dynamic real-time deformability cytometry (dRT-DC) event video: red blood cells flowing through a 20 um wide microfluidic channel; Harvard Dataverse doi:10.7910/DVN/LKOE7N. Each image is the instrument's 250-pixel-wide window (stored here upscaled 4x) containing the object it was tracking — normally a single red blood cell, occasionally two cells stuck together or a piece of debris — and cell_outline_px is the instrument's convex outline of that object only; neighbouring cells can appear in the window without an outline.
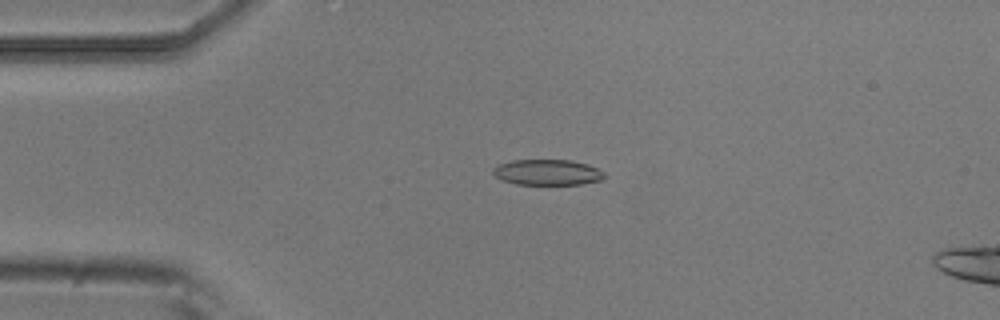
{"species": "common noctule bat (a hibernating species)", "species_latin": "Nyctalus noctula", "temperature_condition": "room temperature", "stored_images_in_passage": 5, "camera_frame_rate_fps": 3000, "um_per_image_px": 0.085, "animal": {"sex": "male", "body_mass_g": 20.5, "forearm_length_mm": 52.5}, "frame": {"image": 1, "passage_image": 3, "time_ms": 0.667, "image_size_px": [1000, 320], "cell_outline_px": [[604, 180], [580, 184], [516, 184], [500, 180], [492, 172], [492, 168], [496, 164], [512, 160], [572, 160], [588, 164], [604, 172]], "centroid_in_image_um": [46.5, 14.64], "position_along_channel_um": 38.5, "area_um2": 16.82}}